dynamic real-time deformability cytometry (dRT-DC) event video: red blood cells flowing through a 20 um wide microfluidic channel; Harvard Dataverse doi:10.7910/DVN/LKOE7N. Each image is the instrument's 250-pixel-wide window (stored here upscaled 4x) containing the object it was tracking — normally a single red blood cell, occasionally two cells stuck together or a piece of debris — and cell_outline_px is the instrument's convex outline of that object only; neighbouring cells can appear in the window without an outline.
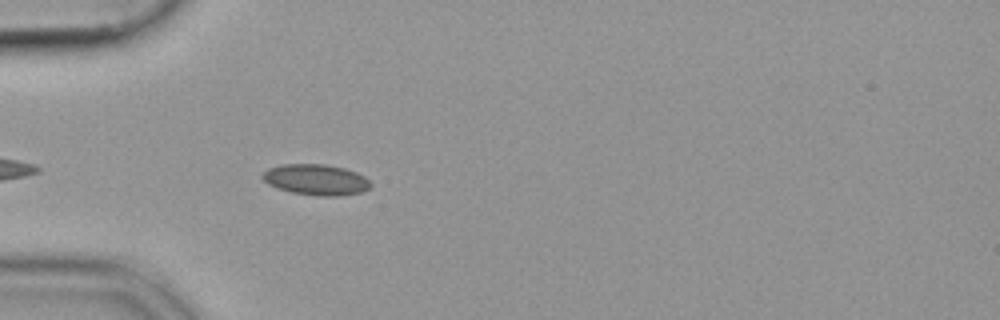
{"species": "common noctule bat (a hibernating species)", "species_latin": "Nyctalus noctula", "temperature_condition": "cold", "stored_images_in_passage": 10, "camera_frame_rate_fps": 3000, "um_per_image_px": 0.085, "animal": {"sex": "female", "body_mass_g": 19.9}, "frame": {"image": 1, "passage_image": 5, "time_ms": 1.333, "image_size_px": [1000, 320], "cell_outline_px": [[372, 184], [368, 188], [360, 192], [336, 196], [316, 196], [292, 192], [276, 188], [268, 184], [260, 176], [268, 168], [280, 164], [324, 164], [344, 168], [356, 172], [364, 176]], "centroid_in_image_um": [26.82, 15.27], "position_along_channel_um": 58.2, "area_um2": 19.42}}